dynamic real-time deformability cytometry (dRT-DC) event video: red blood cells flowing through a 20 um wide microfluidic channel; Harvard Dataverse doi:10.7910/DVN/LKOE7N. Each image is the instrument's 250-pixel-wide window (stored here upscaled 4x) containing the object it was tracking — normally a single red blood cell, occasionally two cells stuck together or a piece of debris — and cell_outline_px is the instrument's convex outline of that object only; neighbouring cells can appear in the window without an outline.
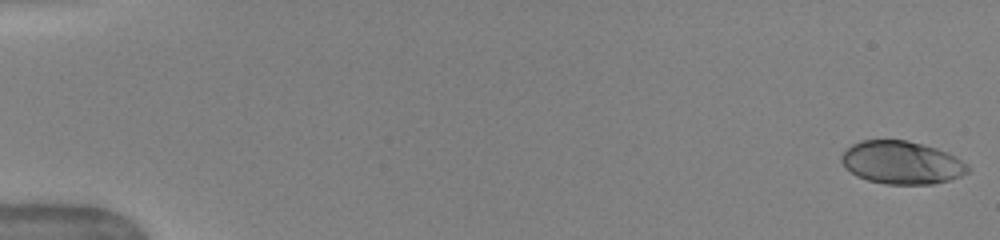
{"species": "human", "species_latin": "Homo sapiens", "temperature_condition": "warm", "stored_images_in_passage": 51, "camera_frame_rate_fps": 3000, "um_per_image_px": 0.085, "donor": {"sex": "female"}, "frame": {"image": 1, "passage_image": 1, "time_ms": 0.0, "image_size_px": [1000, 240], "cell_outline_px": [[968, 172], [960, 176], [948, 180], [932, 184], [884, 184], [868, 180], [856, 176], [844, 168], [840, 160], [840, 156], [852, 144], [860, 140], [904, 140], [936, 148], [948, 152], [956, 156], [968, 164]], "centroid_in_image_um": [76.61, 13.82], "position_along_channel_um": 8.4, "area_um2": 31.67}}
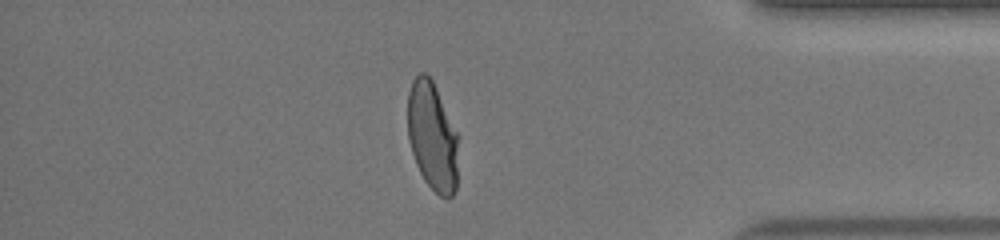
{"frame": {"image": 2, "passage_image": 44, "time_ms": 14.333, "image_size_px": [1000, 240], "cell_outline_px": [[460, 136], [456, 192], [452, 196], [440, 196], [424, 180], [416, 164], [408, 140], [408, 92], [412, 80], [420, 72], [424, 72], [432, 80]], "centroid_in_image_um": [36.78, 11.6], "position_along_channel_um": 398.4, "area_um2": 32.6}}
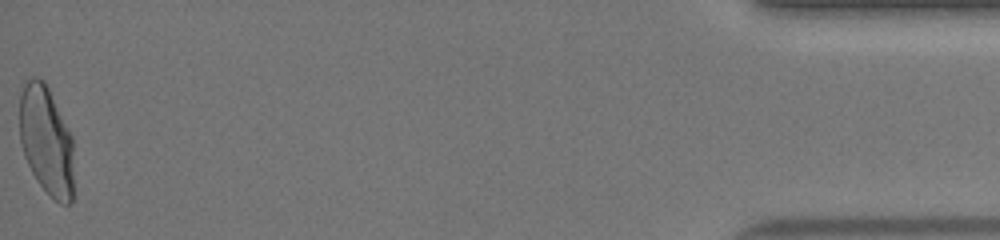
{"frame": {"image": 3, "passage_image": 51, "time_ms": 16.667, "image_size_px": [1000, 240], "cell_outline_px": [[72, 204], [60, 204], [36, 180], [24, 156], [20, 144], [20, 96], [24, 84], [32, 76], [36, 76], [44, 80], [72, 136]], "centroid_in_image_um": [3.92, 11.93], "position_along_channel_um": 431.3, "area_um2": 34.1}, "authors_computed_cell_mechanics": {"area_um2": 32.5414, "velocity_mm_per_s": 4.0465, "shape_relaxation_time_tau1_ms": 4.1369, "shape_relaxation_time_tau2_ms": null, "deformation_change_tau1": 0.1989, "deformation_change_tau2": null}}